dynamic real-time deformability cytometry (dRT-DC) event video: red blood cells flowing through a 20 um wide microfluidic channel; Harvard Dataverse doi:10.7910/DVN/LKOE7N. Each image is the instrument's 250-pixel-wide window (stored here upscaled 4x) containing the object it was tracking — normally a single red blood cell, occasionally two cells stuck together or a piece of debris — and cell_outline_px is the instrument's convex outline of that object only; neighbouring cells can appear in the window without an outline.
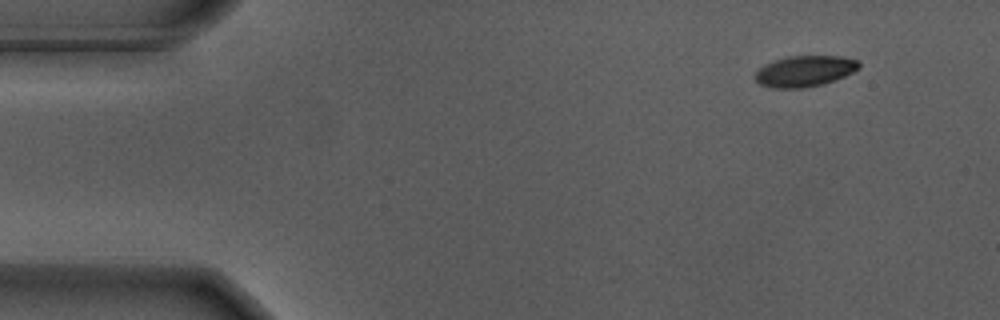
{"species": "Egyptian fruit bat (a non-hibernating species)", "species_latin": "Rousettus aegyptiacus", "temperature_condition": "warm", "stored_images_in_passage": 52, "camera_frame_rate_fps": 3000, "um_per_image_px": 0.085, "animal": {"sex": "male"}, "frame": {"image": 1, "passage_image": 1, "time_ms": 0.0, "image_size_px": [1000, 320], "cell_outline_px": [[860, 68], [844, 76], [824, 84], [800, 88], [772, 88], [760, 84], [752, 76], [764, 64], [788, 56], [840, 56], [856, 60], [860, 64]], "centroid_in_image_um": [68.37, 6.05], "position_along_channel_um": 16.6, "area_um2": 18.67}}
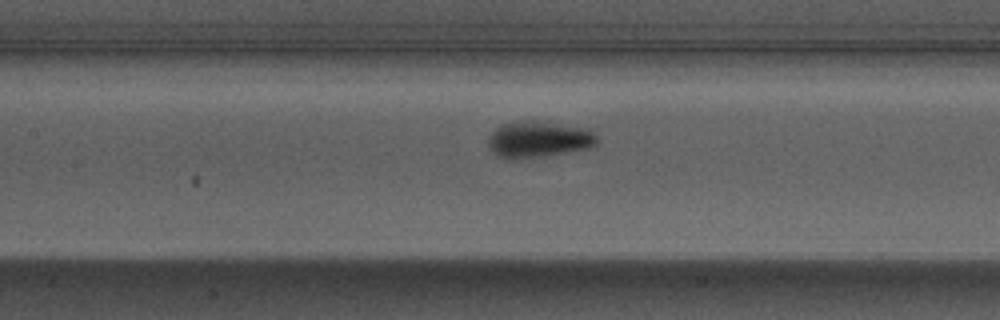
{"frame": {"image": 2, "passage_image": 21, "time_ms": 6.667, "image_size_px": [1000, 320], "cell_outline_px": [[596, 144], [588, 148], [544, 156], [512, 160], [500, 156], [488, 144], [488, 136], [500, 124], [524, 120], [588, 128], [596, 136]], "centroid_in_image_um": [45.75, 11.85], "position_along_channel_um": 161.6, "area_um2": 22.6}}
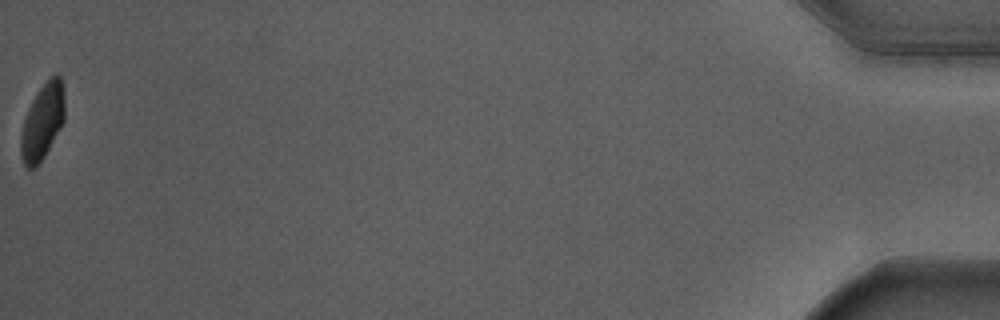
{"frame": {"image": 3, "passage_image": 52, "time_ms": 17.0, "image_size_px": [1000, 320], "cell_outline_px": [[64, 120], [44, 156], [32, 168], [28, 168], [24, 164], [20, 156], [20, 136], [24, 120], [28, 108], [32, 100], [48, 76], [56, 72], [60, 76], [64, 88]], "centroid_in_image_um": [3.61, 10.27], "position_along_channel_um": 431.6, "area_um2": 19.31}, "authors_computed_cell_mechanics": {"area_um2": 20.8947, "velocity_mm_per_s": 3.6601, "shape_relaxation_time_tau1_ms": 1.7545, "shape_relaxation_time_tau2_ms": null, "deformation_change_tau1": 0.163, "deformation_change_tau2": null}}